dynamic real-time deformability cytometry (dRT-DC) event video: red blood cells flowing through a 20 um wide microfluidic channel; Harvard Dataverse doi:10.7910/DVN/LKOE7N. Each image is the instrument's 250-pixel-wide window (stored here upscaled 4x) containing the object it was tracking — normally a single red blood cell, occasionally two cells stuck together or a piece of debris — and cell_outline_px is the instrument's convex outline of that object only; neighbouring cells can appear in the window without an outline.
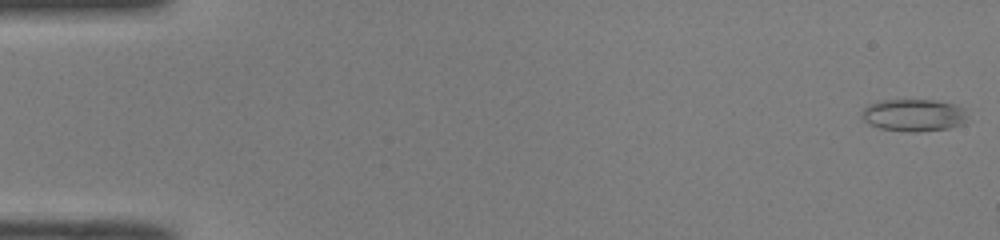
{"species": "common noctule bat (a hibernating species)", "species_latin": "Nyctalus noctula", "temperature_condition": "room temperature", "stored_images_in_passage": 7, "camera_frame_rate_fps": 3000, "um_per_image_px": 0.085, "animal": {"sex": "male", "body_mass_g": 19.0, "forearm_length_mm": 50.8}, "frame": {"image": 1, "passage_image": 1, "time_ms": 0.0, "image_size_px": [1000, 240], "cell_outline_px": [[964, 124], [948, 128], [916, 132], [908, 132], [880, 128], [868, 124], [860, 116], [860, 112], [868, 104], [880, 100], [936, 100], [956, 104], [964, 108]], "centroid_in_image_um": [77.61, 9.78], "position_along_channel_um": 7.4, "area_um2": 20.0}}